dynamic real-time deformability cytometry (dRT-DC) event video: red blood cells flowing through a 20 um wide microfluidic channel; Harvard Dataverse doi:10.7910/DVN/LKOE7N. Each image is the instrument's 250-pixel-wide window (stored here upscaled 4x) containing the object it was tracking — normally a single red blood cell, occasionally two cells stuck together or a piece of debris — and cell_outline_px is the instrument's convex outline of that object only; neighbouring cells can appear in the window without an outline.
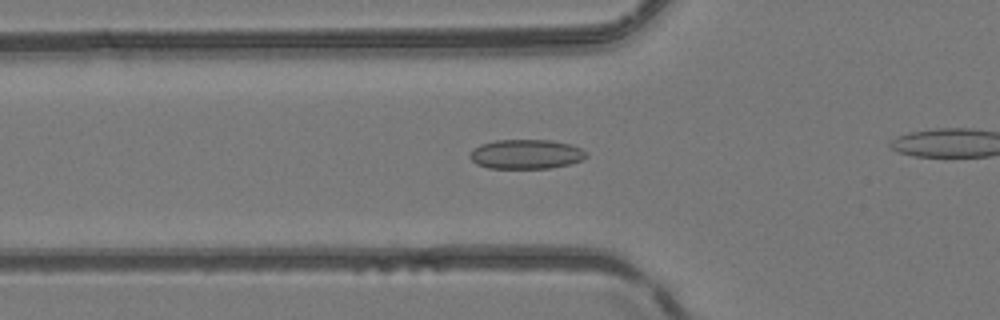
{"species": "common noctule bat (a hibernating species)", "species_latin": "Nyctalus noctula", "temperature_condition": "room temperature", "stored_images_in_passage": 32, "camera_frame_rate_fps": 3000, "um_per_image_px": 0.085, "animal": {"sex": "female", "body_mass_g": 24.6, "forearm_length_mm": 56.2}, "frame": {"image": 1, "passage_image": 9, "time_ms": 2.667, "image_size_px": [1000, 320], "cell_outline_px": [[588, 156], [580, 160], [568, 164], [548, 168], [488, 168], [476, 164], [468, 156], [472, 148], [480, 144], [496, 140], [552, 140], [568, 144], [580, 148], [588, 152]], "centroid_in_image_um": [44.67, 13.1], "position_along_channel_um": 81.1, "area_um2": 20.0}}
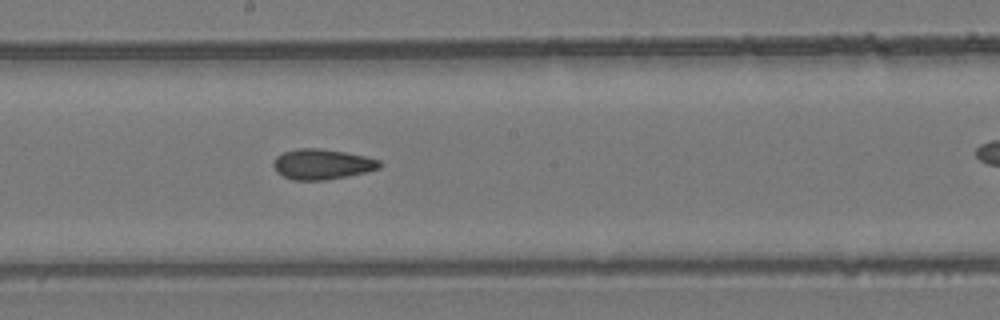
{"frame": {"image": 2, "passage_image": 19, "time_ms": 6.0, "image_size_px": [1000, 320], "cell_outline_px": [[384, 164], [380, 168], [368, 172], [348, 176], [324, 180], [292, 180], [276, 172], [272, 164], [276, 156], [284, 152], [296, 148], [320, 148], [344, 152], [364, 156], [380, 160]], "centroid_in_image_um": [27.39, 13.96], "position_along_channel_um": 220.8, "area_um2": 18.96}}
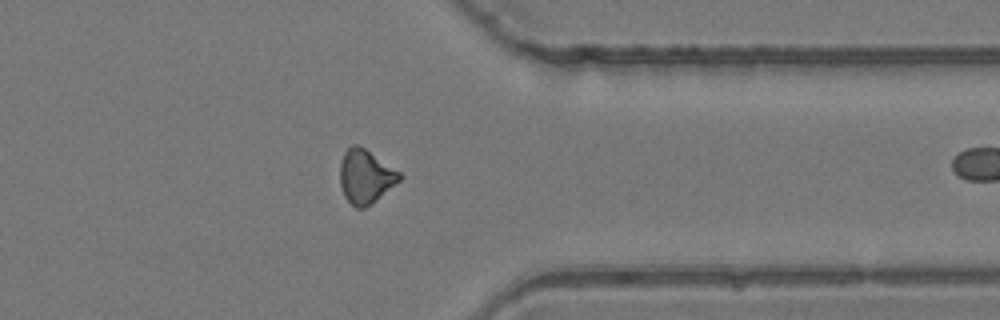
{"frame": {"image": 3, "passage_image": 31, "time_ms": 10.0, "image_size_px": [1000, 320], "cell_outline_px": [[404, 176], [400, 180], [376, 200], [364, 208], [356, 208], [344, 196], [340, 184], [340, 164], [344, 152], [352, 144], [356, 144], [364, 148], [400, 172]], "centroid_in_image_um": [31.06, 15.0], "position_along_channel_um": 380.3, "area_um2": 18.44}}